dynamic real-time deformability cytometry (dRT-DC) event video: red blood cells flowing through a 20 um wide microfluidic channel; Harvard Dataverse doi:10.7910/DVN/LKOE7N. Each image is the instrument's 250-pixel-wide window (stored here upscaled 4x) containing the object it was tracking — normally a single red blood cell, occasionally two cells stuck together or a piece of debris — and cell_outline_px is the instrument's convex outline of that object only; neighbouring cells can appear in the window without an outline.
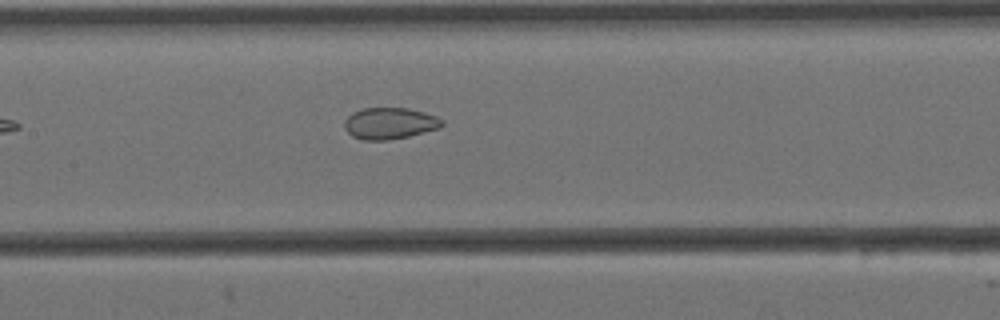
{"species": "Egyptian fruit bat (a non-hibernating species)", "species_latin": "Rousettus aegyptiacus", "temperature_condition": "cold", "stored_images_in_passage": 4, "camera_frame_rate_fps": 3000, "um_per_image_px": 0.085, "animal": {"sex": "female"}, "frame": {"image": 1, "passage_image": 4, "time_ms": 1.0, "image_size_px": [1000, 320], "cell_outline_px": [[444, 124], [440, 128], [408, 136], [388, 140], [364, 140], [352, 136], [344, 128], [344, 120], [352, 112], [364, 108], [408, 108], [424, 112], [436, 116], [444, 120]], "centroid_in_image_um": [33.13, 10.48], "position_along_channel_um": 174.3, "area_um2": 17.98}}